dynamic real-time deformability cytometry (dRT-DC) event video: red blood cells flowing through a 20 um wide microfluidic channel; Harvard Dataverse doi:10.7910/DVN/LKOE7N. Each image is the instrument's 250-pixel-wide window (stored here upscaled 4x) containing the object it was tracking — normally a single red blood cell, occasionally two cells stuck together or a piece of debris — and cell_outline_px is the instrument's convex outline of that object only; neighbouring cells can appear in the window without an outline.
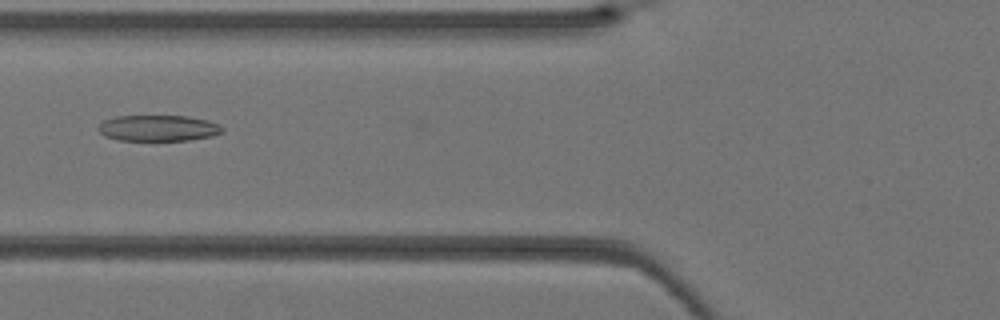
{"species": "Egyptian fruit bat (a non-hibernating species)", "species_latin": "Rousettus aegyptiacus", "temperature_condition": "warm", "stored_images_in_passage": 37, "camera_frame_rate_fps": 3000, "um_per_image_px": 0.085, "animal": {"sex": "female"}, "frame": {"image": 1, "passage_image": 13, "time_ms": 4.0, "image_size_px": [1000, 320], "cell_outline_px": [[224, 132], [212, 136], [188, 140], [116, 140], [104, 136], [96, 128], [104, 120], [116, 116], [188, 116], [208, 120], [220, 124], [224, 128]], "centroid_in_image_um": [13.47, 10.89], "position_along_channel_um": 112.3, "area_um2": 18.96}}
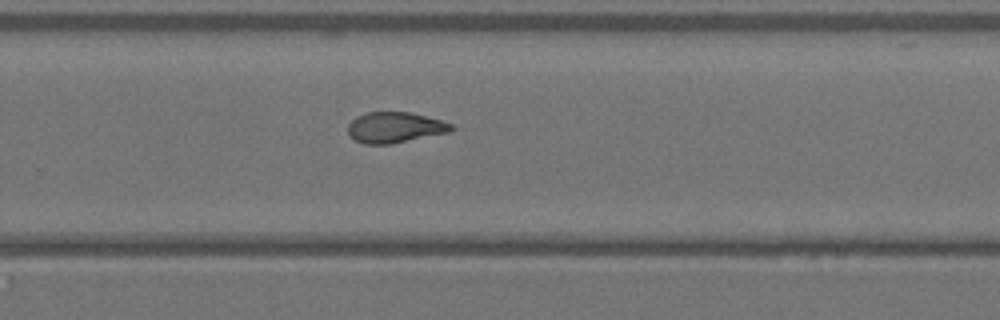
{"frame": {"image": 2, "passage_image": 24, "time_ms": 7.667, "image_size_px": [1000, 320], "cell_outline_px": [[452, 128], [448, 132], [392, 144], [364, 144], [348, 136], [348, 124], [356, 116], [368, 112], [412, 112], [440, 120], [452, 124]], "centroid_in_image_um": [33.51, 10.83], "position_along_channel_um": 296.3, "area_um2": 18.44}}
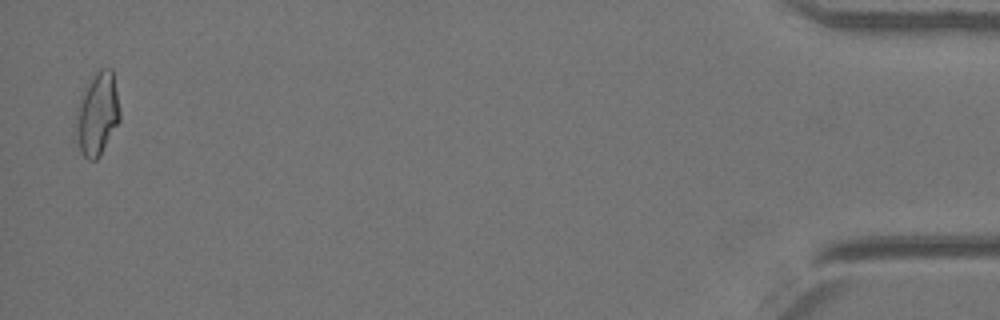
{"frame": {"image": 3, "passage_image": 37, "time_ms": 12.0, "image_size_px": [1000, 320], "cell_outline_px": [[120, 120], [100, 156], [96, 160], [88, 160], [80, 152], [72, 140], [76, 112], [84, 88], [96, 72], [100, 68], [112, 68], [120, 112]], "centroid_in_image_um": [8.22, 9.76], "position_along_channel_um": 427.0, "area_um2": 21.73}}